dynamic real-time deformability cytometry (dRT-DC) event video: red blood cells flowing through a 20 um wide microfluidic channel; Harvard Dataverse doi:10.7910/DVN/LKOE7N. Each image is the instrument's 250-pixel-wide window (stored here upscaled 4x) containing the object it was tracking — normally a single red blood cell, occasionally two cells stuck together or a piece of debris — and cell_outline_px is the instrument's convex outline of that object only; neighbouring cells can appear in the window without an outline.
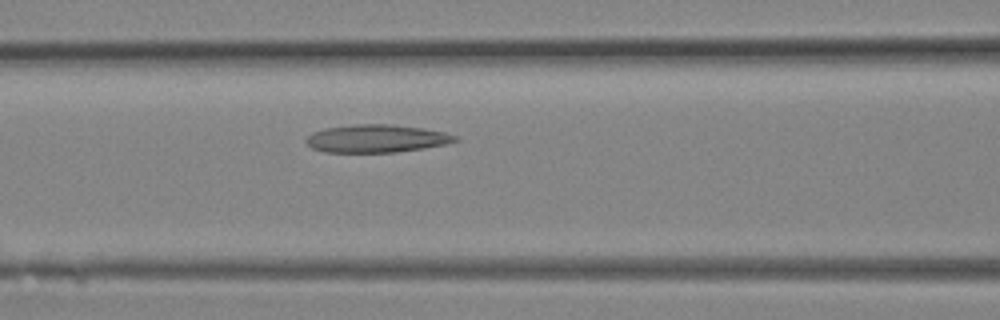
{"species": "Egyptian fruit bat (a non-hibernating species)", "species_latin": "Rousettus aegyptiacus", "temperature_condition": "room temperature", "stored_images_in_passage": 13, "camera_frame_rate_fps": 3000, "um_per_image_px": 0.085, "animal": {"sex": "female"}, "frame": {"image": 1, "passage_image": 8, "time_ms": 2.333, "image_size_px": [1000, 320], "cell_outline_px": [[460, 140], [448, 144], [424, 148], [396, 152], [324, 152], [312, 148], [304, 140], [312, 132], [324, 128], [356, 124], [388, 124], [420, 128], [444, 132], [456, 136]], "centroid_in_image_um": [31.99, 11.78], "position_along_channel_um": 134.6, "area_um2": 24.16}}
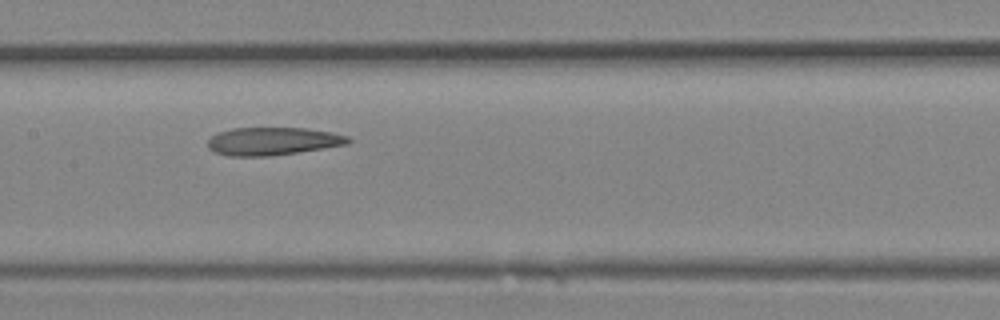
{"frame": {"image": 2, "passage_image": 10, "time_ms": 3.0, "image_size_px": [1000, 320], "cell_outline_px": [[352, 140], [348, 144], [296, 152], [268, 156], [228, 156], [216, 152], [208, 148], [208, 140], [216, 132], [232, 128], [308, 128], [332, 132], [348, 136]], "centroid_in_image_um": [23.17, 11.99], "position_along_channel_um": 184.2, "area_um2": 22.77}}
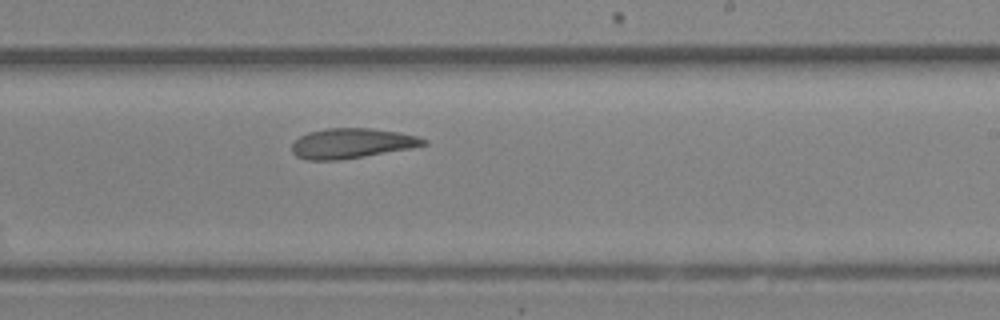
{"frame": {"image": 3, "passage_image": 13, "time_ms": 4.0, "image_size_px": [1000, 320], "cell_outline_px": [[428, 144], [412, 148], [340, 160], [308, 160], [296, 156], [292, 152], [292, 144], [300, 136], [308, 132], [328, 128], [368, 128], [400, 132], [416, 136], [428, 140]], "centroid_in_image_um": [29.91, 12.18], "position_along_channel_um": 259.1, "area_um2": 23.0}}